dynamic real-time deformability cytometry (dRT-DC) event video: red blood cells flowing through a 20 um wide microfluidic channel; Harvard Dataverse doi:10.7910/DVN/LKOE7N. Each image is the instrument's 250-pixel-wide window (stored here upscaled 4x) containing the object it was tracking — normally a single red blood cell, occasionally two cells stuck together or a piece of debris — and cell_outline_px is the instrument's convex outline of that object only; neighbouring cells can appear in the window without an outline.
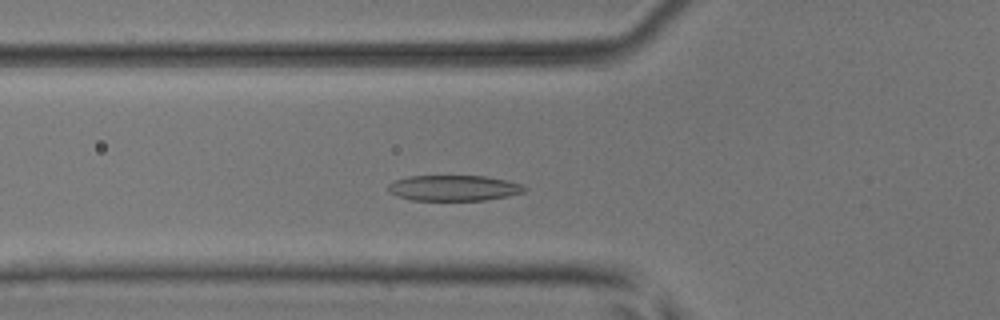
{"species": "common noctule bat (a hibernating species)", "species_latin": "Nyctalus noctula", "temperature_condition": "room temperature", "stored_images_in_passage": 48, "camera_frame_rate_fps": 3000, "um_per_image_px": 0.085, "animal": {"sex": "male", "body_mass_g": 17.9, "forearm_length_mm": 54.2}, "frame": {"image": 1, "passage_image": 13, "time_ms": 4.0, "image_size_px": [1000, 320], "cell_outline_px": [[528, 188], [524, 192], [508, 196], [484, 200], [412, 200], [388, 192], [388, 184], [396, 180], [408, 176], [484, 176], [508, 180], [524, 184]], "centroid_in_image_um": [38.62, 15.97], "position_along_channel_um": 87.2, "area_um2": 20.4}}
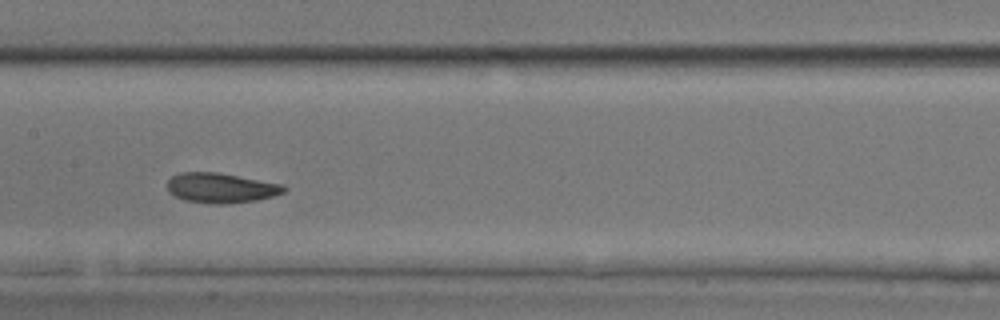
{"frame": {"image": 2, "passage_image": 21, "time_ms": 6.667, "image_size_px": [1000, 320], "cell_outline_px": [[288, 188], [284, 192], [272, 196], [256, 200], [228, 204], [212, 204], [184, 200], [168, 192], [168, 180], [172, 176], [180, 172], [216, 172], [284, 184]], "centroid_in_image_um": [18.79, 15.97], "position_along_channel_um": 188.6, "area_um2": 20.4}}
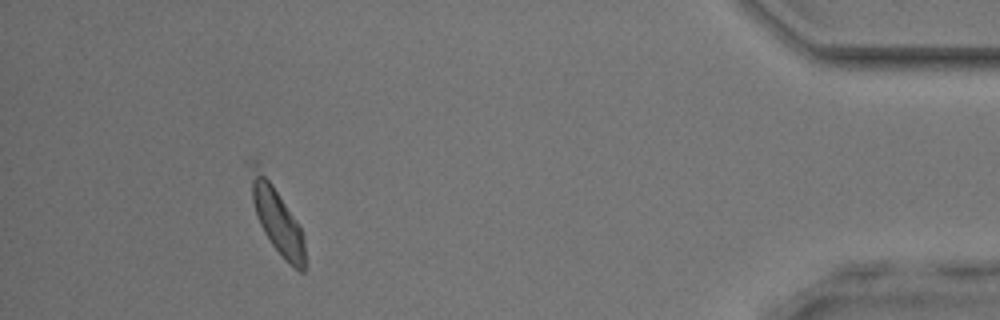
{"frame": {"image": 3, "passage_image": 43, "time_ms": 14.0, "image_size_px": [1000, 320], "cell_outline_px": [[304, 272], [300, 272], [284, 260], [272, 244], [264, 232], [256, 216], [252, 200], [244, 160], [256, 156], [296, 220], [304, 236]], "centroid_in_image_um": [23.4, 18.34], "position_along_channel_um": 411.8, "area_um2": 22.37}, "authors_computed_cell_mechanics": {"area_um2": 20.2589, "velocity_mm_per_s": 3.8092, "shape_relaxation_time_tau1_ms": 3.3403, "shape_relaxation_time_tau2_ms": 2.3288, "deformation_change_tau1": 0.132, "deformation_change_tau2": 0.0942}}